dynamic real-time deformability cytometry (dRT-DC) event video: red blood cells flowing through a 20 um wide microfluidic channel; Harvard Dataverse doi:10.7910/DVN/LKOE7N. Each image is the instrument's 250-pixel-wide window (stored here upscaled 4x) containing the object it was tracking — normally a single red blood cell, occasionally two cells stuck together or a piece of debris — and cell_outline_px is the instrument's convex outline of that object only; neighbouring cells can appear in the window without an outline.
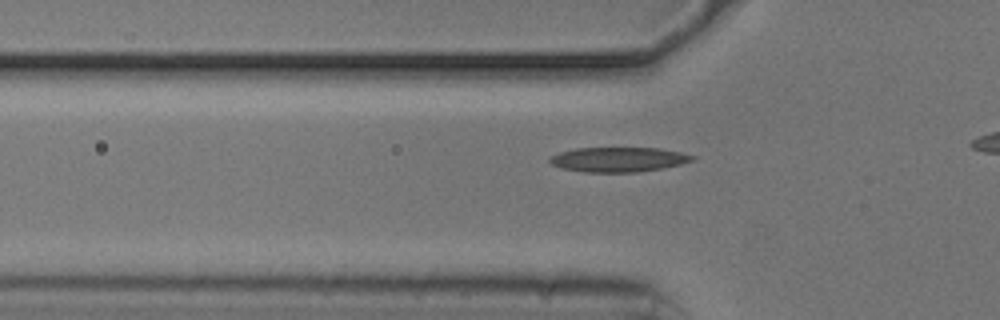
{"species": "common noctule bat (a hibernating species)", "species_latin": "Nyctalus noctula", "temperature_condition": "cold", "stored_images_in_passage": 30, "camera_frame_rate_fps": 3000, "um_per_image_px": 0.085, "animal": {"sex": "male", "body_mass_g": 20.5, "forearm_length_mm": 52.5}, "frame": {"image": 1, "passage_image": 3, "time_ms": 0.667, "image_size_px": [1000, 320], "cell_outline_px": [[696, 160], [664, 168], [640, 172], [584, 172], [560, 168], [552, 164], [548, 160], [548, 156], [560, 152], [576, 148], [660, 148], [680, 152], [696, 156]], "centroid_in_image_um": [52.57, 13.56], "position_along_channel_um": 73.2, "area_um2": 20.75}}
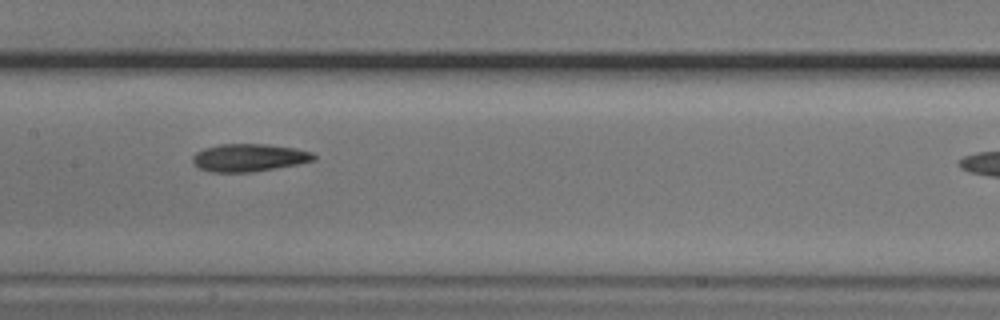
{"frame": {"image": 2, "passage_image": 12, "time_ms": 3.667, "image_size_px": [1000, 320], "cell_outline_px": [[316, 160], [296, 164], [252, 172], [212, 172], [200, 168], [192, 164], [192, 156], [196, 152], [204, 148], [220, 144], [268, 144], [296, 148], [312, 152], [316, 156]], "centroid_in_image_um": [21.15, 13.39], "position_along_channel_um": 186.2, "area_um2": 19.59}}
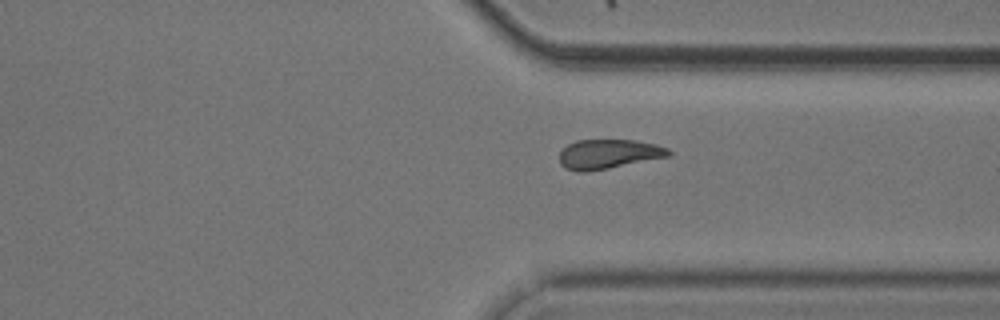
{"frame": {"image": 3, "passage_image": 26, "time_ms": 8.333, "image_size_px": [1000, 320], "cell_outline_px": [[672, 156], [588, 172], [576, 172], [564, 168], [560, 164], [560, 152], [568, 144], [576, 140], [636, 140], [656, 144], [668, 148], [672, 152]], "centroid_in_image_um": [51.74, 13.1], "position_along_channel_um": 359.7, "area_um2": 19.02}}